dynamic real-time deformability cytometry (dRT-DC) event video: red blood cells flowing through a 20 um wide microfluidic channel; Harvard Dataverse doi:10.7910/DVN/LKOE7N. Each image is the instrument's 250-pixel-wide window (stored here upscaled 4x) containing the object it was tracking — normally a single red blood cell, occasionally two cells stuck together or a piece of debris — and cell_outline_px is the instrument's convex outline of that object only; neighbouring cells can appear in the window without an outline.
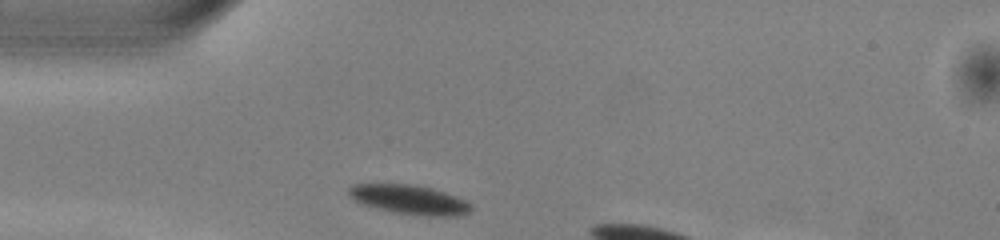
{"species": "common noctule bat (a hibernating species)", "species_latin": "Nyctalus noctula", "temperature_condition": "warm", "stored_images_in_passage": 6, "camera_frame_rate_fps": 3000, "um_per_image_px": 0.085, "animal": {"sex": "male", "body_mass_g": 13.0, "forearm_length_mm": 53.1}, "frame": {"image": 1, "passage_image": 1, "time_ms": 0.0, "image_size_px": [1000, 240], "cell_outline_px": [[472, 208], [468, 212], [456, 216], [416, 216], [376, 208], [352, 200], [348, 196], [348, 188], [352, 184], [412, 184], [444, 192], [464, 200]], "centroid_in_image_um": [34.73, 16.97], "position_along_channel_um": 50.3, "area_um2": 20.69}}